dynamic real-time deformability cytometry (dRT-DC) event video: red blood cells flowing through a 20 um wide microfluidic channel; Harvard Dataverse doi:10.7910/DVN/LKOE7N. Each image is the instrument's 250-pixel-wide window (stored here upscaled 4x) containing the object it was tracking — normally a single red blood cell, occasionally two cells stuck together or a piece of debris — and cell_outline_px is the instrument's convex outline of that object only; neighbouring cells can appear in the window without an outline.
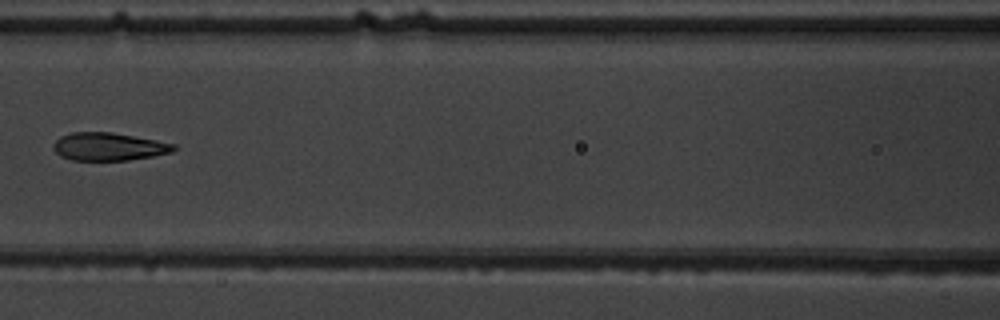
{"species": "common noctule bat (a hibernating species)", "species_latin": "Nyctalus noctula", "temperature_condition": "warm", "stored_images_in_passage": 8, "camera_frame_rate_fps": 3000, "um_per_image_px": 0.085, "animal": {"sex": "male", "body_mass_g": 19.5, "forearm_length_mm": 54.6}, "frame": {"image": 1, "passage_image": 7, "time_ms": 8.0, "image_size_px": [1000, 320], "cell_outline_px": [[176, 148], [172, 152], [152, 156], [128, 160], [72, 160], [60, 156], [52, 148], [52, 144], [60, 136], [72, 132], [112, 132], [156, 140], [176, 144]], "centroid_in_image_um": [9.21, 12.46], "position_along_channel_um": 157.4, "area_um2": 19.59}}
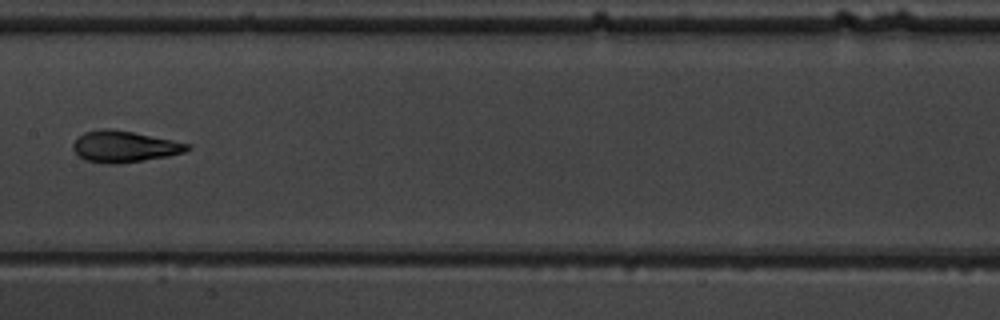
{"frame": {"image": 2, "passage_image": 8, "time_ms": 9.0, "image_size_px": [1000, 320], "cell_outline_px": [[192, 148], [184, 152], [168, 156], [120, 164], [112, 164], [84, 160], [72, 148], [72, 144], [84, 132], [100, 128], [108, 128], [132, 132], [192, 144]], "centroid_in_image_um": [10.58, 12.46], "position_along_channel_um": 196.8, "area_um2": 20.81}}